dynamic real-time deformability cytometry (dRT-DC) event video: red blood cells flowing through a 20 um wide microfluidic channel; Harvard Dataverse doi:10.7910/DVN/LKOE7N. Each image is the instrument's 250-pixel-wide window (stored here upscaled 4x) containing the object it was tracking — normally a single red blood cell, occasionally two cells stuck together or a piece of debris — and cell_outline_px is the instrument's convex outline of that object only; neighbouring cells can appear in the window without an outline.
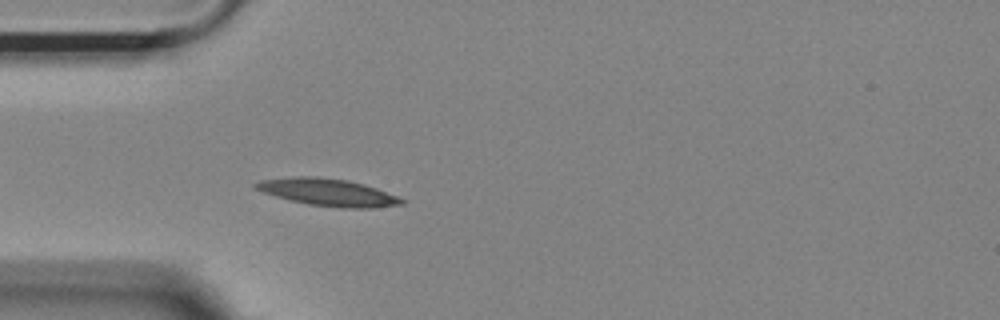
{"species": "Egyptian fruit bat (a non-hibernating species)", "species_latin": "Rousettus aegyptiacus", "temperature_condition": "room temperature", "stored_images_in_passage": 28, "camera_frame_rate_fps": 3000, "um_per_image_px": 0.085, "animal": {"sex": "female"}, "frame": {"image": 1, "passage_image": 3, "time_ms": 0.667, "image_size_px": [1000, 320], "cell_outline_px": [[404, 204], [372, 208], [340, 208], [308, 204], [288, 200], [252, 188], [252, 184], [260, 180], [296, 176], [316, 176], [348, 180], [364, 184], [376, 188], [396, 196], [404, 200]], "centroid_in_image_um": [27.83, 16.34], "position_along_channel_um": 57.2, "area_um2": 23.24}}
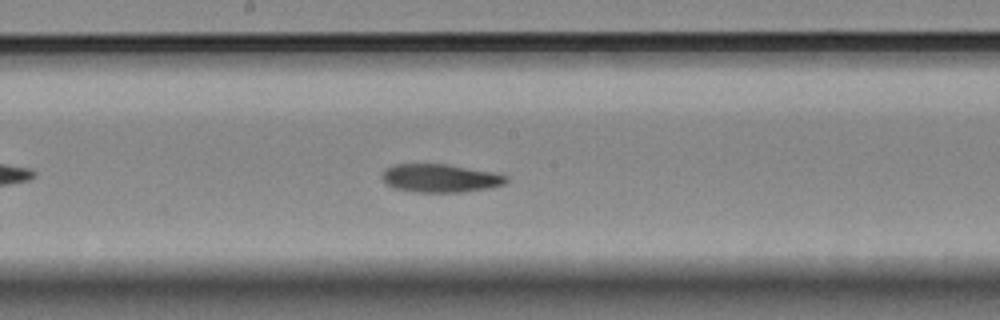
{"frame": {"image": 2, "passage_image": 16, "time_ms": 5.0, "image_size_px": [1000, 320], "cell_outline_px": [[508, 180], [504, 184], [492, 188], [464, 192], [416, 192], [392, 188], [384, 184], [380, 176], [384, 168], [392, 164], [448, 164], [492, 172], [508, 176]], "centroid_in_image_um": [37.36, 15.15], "position_along_channel_um": 210.8, "area_um2": 20.87}}
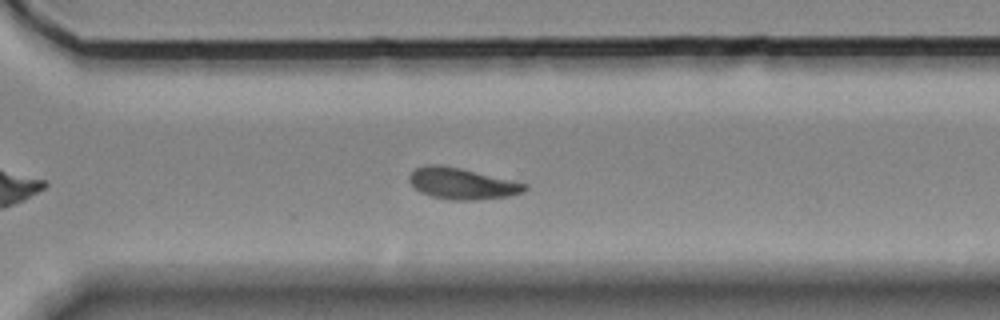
{"frame": {"image": 3, "passage_image": 26, "time_ms": 8.333, "image_size_px": [1000, 320], "cell_outline_px": [[528, 188], [524, 192], [508, 196], [476, 200], [452, 200], [432, 196], [420, 192], [408, 180], [408, 176], [416, 168], [424, 164], [440, 164], [460, 168], [528, 184]], "centroid_in_image_um": [39.26, 15.6], "position_along_channel_um": 331.3, "area_um2": 20.98}}